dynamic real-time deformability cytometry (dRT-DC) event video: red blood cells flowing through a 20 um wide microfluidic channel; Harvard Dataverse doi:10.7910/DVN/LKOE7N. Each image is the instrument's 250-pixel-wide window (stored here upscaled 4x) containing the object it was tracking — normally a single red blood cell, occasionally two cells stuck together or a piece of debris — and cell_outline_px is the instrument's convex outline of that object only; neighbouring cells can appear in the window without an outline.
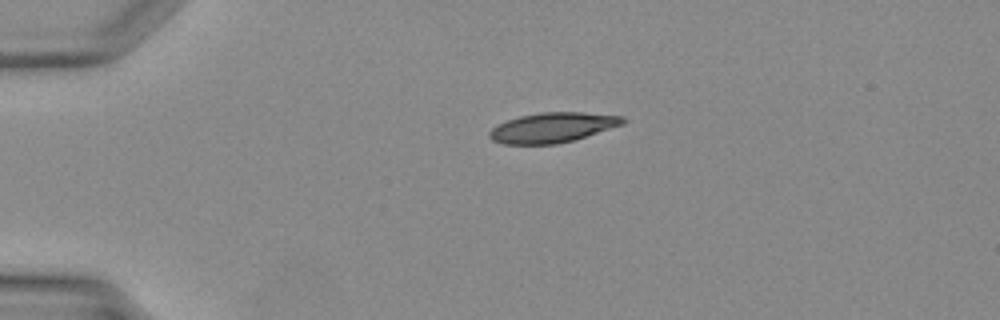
{"species": "Egyptian fruit bat (a non-hibernating species)", "species_latin": "Rousettus aegyptiacus", "temperature_condition": "warm", "stored_images_in_passage": 31, "camera_frame_rate_fps": 3000, "um_per_image_px": 0.085, "animal": {"sex": "female"}, "frame": {"image": 1, "passage_image": 1, "time_ms": 0.0, "image_size_px": [1000, 320], "cell_outline_px": [[628, 120], [624, 124], [572, 140], [556, 144], [504, 144], [492, 140], [488, 136], [488, 132], [496, 124], [520, 116], [540, 112], [580, 112], [624, 116]], "centroid_in_image_um": [46.95, 10.83], "position_along_channel_um": 38.0, "area_um2": 23.24}}
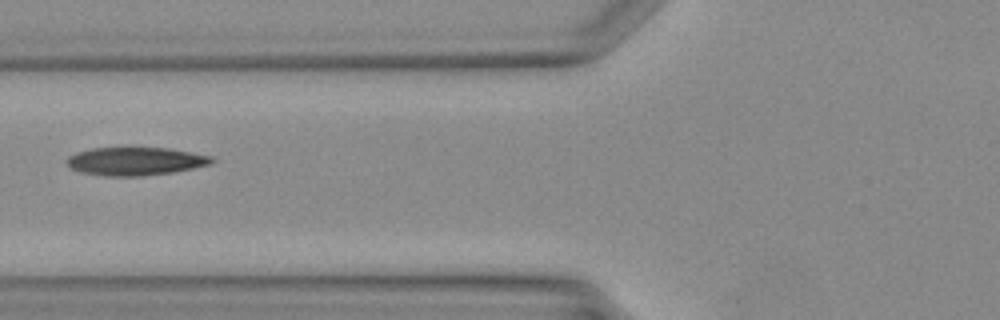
{"frame": {"image": 2, "passage_image": 8, "time_ms": 2.333, "image_size_px": [1000, 320], "cell_outline_px": [[216, 160], [212, 164], [172, 172], [140, 176], [108, 176], [80, 172], [72, 168], [68, 164], [68, 156], [76, 152], [92, 148], [168, 148], [212, 156]], "centroid_in_image_um": [11.53, 13.7], "position_along_channel_um": 114.3, "area_um2": 23.58}}
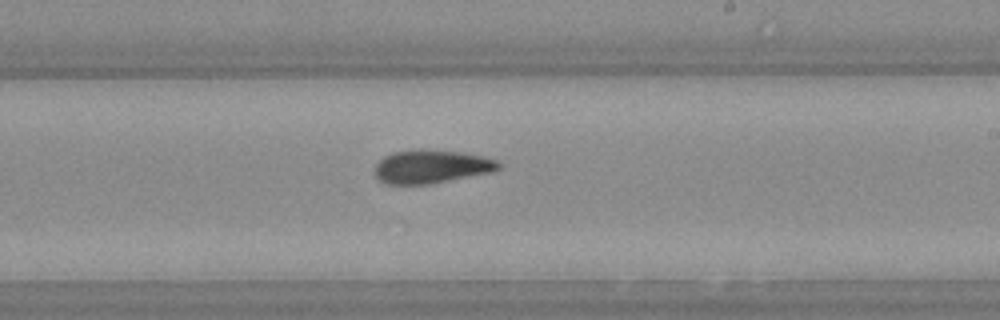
{"frame": {"image": 3, "passage_image": 16, "time_ms": 5.0, "image_size_px": [1000, 320], "cell_outline_px": [[500, 168], [492, 172], [428, 184], [384, 184], [376, 176], [376, 164], [384, 156], [392, 152], [416, 148], [420, 148], [460, 152], [480, 156], [496, 160], [500, 164]], "centroid_in_image_um": [36.63, 14.14], "position_along_channel_um": 252.4, "area_um2": 24.04}}